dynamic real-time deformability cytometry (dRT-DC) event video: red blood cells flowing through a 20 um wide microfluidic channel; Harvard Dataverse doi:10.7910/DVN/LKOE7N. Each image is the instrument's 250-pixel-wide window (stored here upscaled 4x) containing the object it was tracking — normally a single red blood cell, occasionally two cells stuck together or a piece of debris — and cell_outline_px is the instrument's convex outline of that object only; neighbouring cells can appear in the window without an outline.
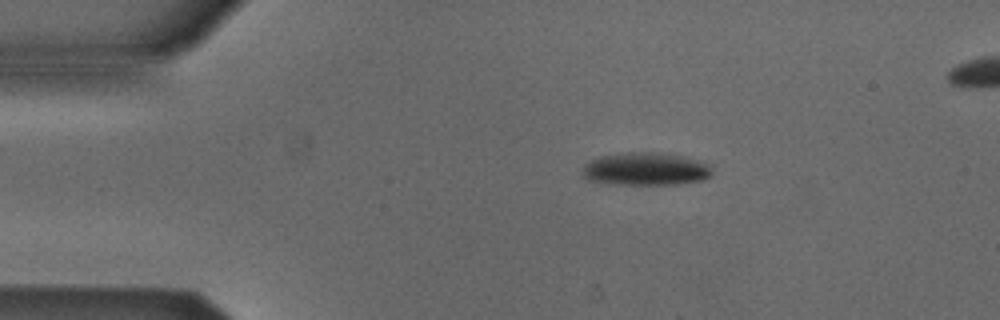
{"species": "Egyptian fruit bat (a non-hibernating species)", "species_latin": "Rousettus aegyptiacus", "temperature_condition": "cold", "stored_images_in_passage": 52, "camera_frame_rate_fps": 3000, "um_per_image_px": 0.085, "animal": {"sex": "male"}, "frame": {"image": 1, "passage_image": 9, "time_ms": 2.667, "image_size_px": [1000, 320], "cell_outline_px": [[712, 176], [704, 180], [680, 184], [612, 184], [588, 180], [584, 176], [584, 164], [600, 156], [628, 152], [648, 152], [684, 156], [712, 164]], "centroid_in_image_um": [54.95, 14.37], "position_along_channel_um": 30.0, "area_um2": 24.91}}
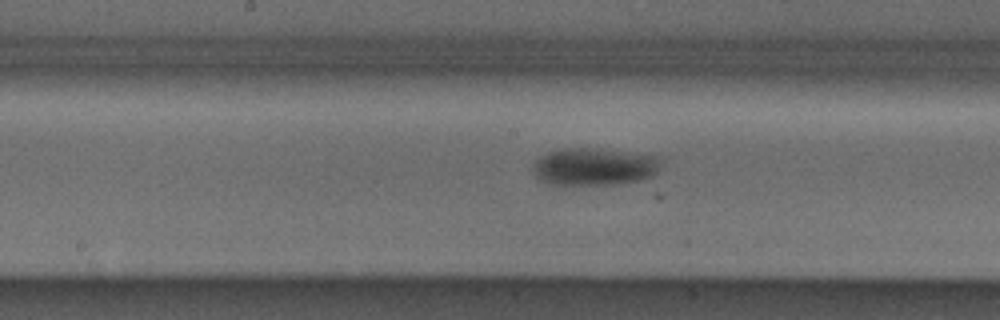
{"frame": {"image": 2, "passage_image": 26, "time_ms": 8.333, "image_size_px": [1000, 320], "cell_outline_px": [[660, 156], [656, 172], [652, 176], [636, 180], [612, 184], [552, 184], [540, 180], [532, 172], [532, 164], [540, 156], [548, 152], [564, 148], [600, 148]], "centroid_in_image_um": [50.45, 14.14], "position_along_channel_um": 197.7, "area_um2": 27.74}}
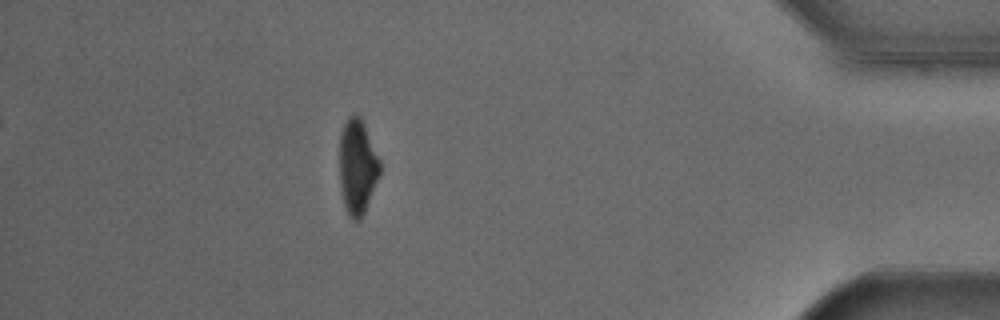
{"frame": {"image": 3, "passage_image": 46, "time_ms": 15.0, "image_size_px": [1000, 320], "cell_outline_px": [[380, 172], [364, 212], [360, 220], [352, 220], [348, 216], [344, 204], [340, 188], [340, 136], [344, 124], [348, 116], [360, 116], [364, 124], [380, 160]], "centroid_in_image_um": [30.37, 14.19], "position_along_channel_um": 404.8, "area_um2": 22.02}, "authors_computed_cell_mechanics": {"area_um2": 25.4609, "velocity_mm_per_s": 3.8649, "shape_relaxation_time_tau1_ms": 3.8859, "shape_relaxation_time_tau2_ms": null, "deformation_change_tau1": 0.1283, "deformation_change_tau2": null}}